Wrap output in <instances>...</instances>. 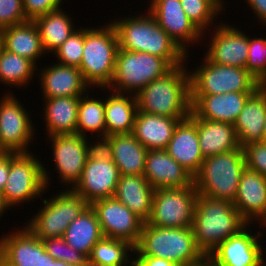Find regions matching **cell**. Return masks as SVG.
I'll return each instance as SVG.
<instances>
[{
  "mask_svg": "<svg viewBox=\"0 0 266 266\" xmlns=\"http://www.w3.org/2000/svg\"><path fill=\"white\" fill-rule=\"evenodd\" d=\"M135 255H148L170 260L179 266L201 261L205 255L196 245L192 227L165 228L143 224Z\"/></svg>",
  "mask_w": 266,
  "mask_h": 266,
  "instance_id": "5b68a950",
  "label": "cell"
},
{
  "mask_svg": "<svg viewBox=\"0 0 266 266\" xmlns=\"http://www.w3.org/2000/svg\"><path fill=\"white\" fill-rule=\"evenodd\" d=\"M233 205L248 224L266 225V178L260 173L243 170ZM255 221V223H253Z\"/></svg>",
  "mask_w": 266,
  "mask_h": 266,
  "instance_id": "ffe728a7",
  "label": "cell"
},
{
  "mask_svg": "<svg viewBox=\"0 0 266 266\" xmlns=\"http://www.w3.org/2000/svg\"><path fill=\"white\" fill-rule=\"evenodd\" d=\"M112 266H131V265H112Z\"/></svg>",
  "mask_w": 266,
  "mask_h": 266,
  "instance_id": "9f6ffc18",
  "label": "cell"
},
{
  "mask_svg": "<svg viewBox=\"0 0 266 266\" xmlns=\"http://www.w3.org/2000/svg\"><path fill=\"white\" fill-rule=\"evenodd\" d=\"M62 9L48 12L33 20L46 53L54 52L75 31L72 17Z\"/></svg>",
  "mask_w": 266,
  "mask_h": 266,
  "instance_id": "836d02e7",
  "label": "cell"
},
{
  "mask_svg": "<svg viewBox=\"0 0 266 266\" xmlns=\"http://www.w3.org/2000/svg\"><path fill=\"white\" fill-rule=\"evenodd\" d=\"M179 122L177 118L137 111L132 134L148 150H166Z\"/></svg>",
  "mask_w": 266,
  "mask_h": 266,
  "instance_id": "83f0119b",
  "label": "cell"
},
{
  "mask_svg": "<svg viewBox=\"0 0 266 266\" xmlns=\"http://www.w3.org/2000/svg\"><path fill=\"white\" fill-rule=\"evenodd\" d=\"M21 228V229H19ZM0 238V266H53L55 260L26 226Z\"/></svg>",
  "mask_w": 266,
  "mask_h": 266,
  "instance_id": "9a60e30c",
  "label": "cell"
},
{
  "mask_svg": "<svg viewBox=\"0 0 266 266\" xmlns=\"http://www.w3.org/2000/svg\"><path fill=\"white\" fill-rule=\"evenodd\" d=\"M166 151L193 178L199 172L205 158L200 151L197 126L189 117L178 123Z\"/></svg>",
  "mask_w": 266,
  "mask_h": 266,
  "instance_id": "d4e9b609",
  "label": "cell"
},
{
  "mask_svg": "<svg viewBox=\"0 0 266 266\" xmlns=\"http://www.w3.org/2000/svg\"><path fill=\"white\" fill-rule=\"evenodd\" d=\"M135 257V258H134ZM131 266H179L178 264L160 257L133 254Z\"/></svg>",
  "mask_w": 266,
  "mask_h": 266,
  "instance_id": "f6af8a7d",
  "label": "cell"
},
{
  "mask_svg": "<svg viewBox=\"0 0 266 266\" xmlns=\"http://www.w3.org/2000/svg\"><path fill=\"white\" fill-rule=\"evenodd\" d=\"M148 11L154 16L159 26L189 56L187 47L203 39V33L188 18L180 0H150ZM201 38V39H200Z\"/></svg>",
  "mask_w": 266,
  "mask_h": 266,
  "instance_id": "ac0fdd59",
  "label": "cell"
},
{
  "mask_svg": "<svg viewBox=\"0 0 266 266\" xmlns=\"http://www.w3.org/2000/svg\"><path fill=\"white\" fill-rule=\"evenodd\" d=\"M3 48L32 61L36 66L42 55L46 56L38 28L34 21H27L0 29ZM38 59V60H37Z\"/></svg>",
  "mask_w": 266,
  "mask_h": 266,
  "instance_id": "f546056e",
  "label": "cell"
},
{
  "mask_svg": "<svg viewBox=\"0 0 266 266\" xmlns=\"http://www.w3.org/2000/svg\"><path fill=\"white\" fill-rule=\"evenodd\" d=\"M245 68L259 80L266 72V38L248 36V59Z\"/></svg>",
  "mask_w": 266,
  "mask_h": 266,
  "instance_id": "60d3db41",
  "label": "cell"
},
{
  "mask_svg": "<svg viewBox=\"0 0 266 266\" xmlns=\"http://www.w3.org/2000/svg\"><path fill=\"white\" fill-rule=\"evenodd\" d=\"M100 223L91 205L69 224L64 233V240L87 258L93 246L103 238Z\"/></svg>",
  "mask_w": 266,
  "mask_h": 266,
  "instance_id": "d6a6232c",
  "label": "cell"
},
{
  "mask_svg": "<svg viewBox=\"0 0 266 266\" xmlns=\"http://www.w3.org/2000/svg\"><path fill=\"white\" fill-rule=\"evenodd\" d=\"M262 141L266 142V121H265V124H264V131H263Z\"/></svg>",
  "mask_w": 266,
  "mask_h": 266,
  "instance_id": "f5cc1de1",
  "label": "cell"
},
{
  "mask_svg": "<svg viewBox=\"0 0 266 266\" xmlns=\"http://www.w3.org/2000/svg\"><path fill=\"white\" fill-rule=\"evenodd\" d=\"M133 252L134 246L129 242L103 237L93 246L88 266L131 265Z\"/></svg>",
  "mask_w": 266,
  "mask_h": 266,
  "instance_id": "d590c367",
  "label": "cell"
},
{
  "mask_svg": "<svg viewBox=\"0 0 266 266\" xmlns=\"http://www.w3.org/2000/svg\"><path fill=\"white\" fill-rule=\"evenodd\" d=\"M10 170V152L0 156V191L4 190Z\"/></svg>",
  "mask_w": 266,
  "mask_h": 266,
  "instance_id": "7dc6e473",
  "label": "cell"
},
{
  "mask_svg": "<svg viewBox=\"0 0 266 266\" xmlns=\"http://www.w3.org/2000/svg\"><path fill=\"white\" fill-rule=\"evenodd\" d=\"M46 135L76 134L80 96L43 98Z\"/></svg>",
  "mask_w": 266,
  "mask_h": 266,
  "instance_id": "4dcf8cb0",
  "label": "cell"
},
{
  "mask_svg": "<svg viewBox=\"0 0 266 266\" xmlns=\"http://www.w3.org/2000/svg\"><path fill=\"white\" fill-rule=\"evenodd\" d=\"M246 167L266 178V142L256 141L243 146Z\"/></svg>",
  "mask_w": 266,
  "mask_h": 266,
  "instance_id": "b9f144b4",
  "label": "cell"
},
{
  "mask_svg": "<svg viewBox=\"0 0 266 266\" xmlns=\"http://www.w3.org/2000/svg\"><path fill=\"white\" fill-rule=\"evenodd\" d=\"M88 92L80 96L76 134L88 137L89 132L96 133L95 135L98 137L96 140L100 143L106 138L105 99L90 97Z\"/></svg>",
  "mask_w": 266,
  "mask_h": 266,
  "instance_id": "e575fe53",
  "label": "cell"
},
{
  "mask_svg": "<svg viewBox=\"0 0 266 266\" xmlns=\"http://www.w3.org/2000/svg\"><path fill=\"white\" fill-rule=\"evenodd\" d=\"M173 68L165 58L118 49L114 77L107 89L135 95L147 84L165 76Z\"/></svg>",
  "mask_w": 266,
  "mask_h": 266,
  "instance_id": "ba28073f",
  "label": "cell"
},
{
  "mask_svg": "<svg viewBox=\"0 0 266 266\" xmlns=\"http://www.w3.org/2000/svg\"><path fill=\"white\" fill-rule=\"evenodd\" d=\"M98 144L116 164L120 175H144L149 150L132 133L111 135Z\"/></svg>",
  "mask_w": 266,
  "mask_h": 266,
  "instance_id": "603a6c76",
  "label": "cell"
},
{
  "mask_svg": "<svg viewBox=\"0 0 266 266\" xmlns=\"http://www.w3.org/2000/svg\"><path fill=\"white\" fill-rule=\"evenodd\" d=\"M189 74L191 95L255 92L258 89V80L246 68L216 64L206 56Z\"/></svg>",
  "mask_w": 266,
  "mask_h": 266,
  "instance_id": "30bf717a",
  "label": "cell"
},
{
  "mask_svg": "<svg viewBox=\"0 0 266 266\" xmlns=\"http://www.w3.org/2000/svg\"><path fill=\"white\" fill-rule=\"evenodd\" d=\"M2 48H3V42H2V37H1V34H0V52H1Z\"/></svg>",
  "mask_w": 266,
  "mask_h": 266,
  "instance_id": "db71d44e",
  "label": "cell"
},
{
  "mask_svg": "<svg viewBox=\"0 0 266 266\" xmlns=\"http://www.w3.org/2000/svg\"><path fill=\"white\" fill-rule=\"evenodd\" d=\"M9 206L6 204L5 200H4V197H3V194L2 192L0 191V219L1 217H3V214L8 211Z\"/></svg>",
  "mask_w": 266,
  "mask_h": 266,
  "instance_id": "681fc988",
  "label": "cell"
},
{
  "mask_svg": "<svg viewBox=\"0 0 266 266\" xmlns=\"http://www.w3.org/2000/svg\"><path fill=\"white\" fill-rule=\"evenodd\" d=\"M47 138L52 142L50 148L53 151V163L57 169L56 173L59 174L60 184H64V187L69 185V189H72L81 179L85 163L98 141L94 140L92 144L91 139L78 134L54 135Z\"/></svg>",
  "mask_w": 266,
  "mask_h": 266,
  "instance_id": "4fadbf2b",
  "label": "cell"
},
{
  "mask_svg": "<svg viewBox=\"0 0 266 266\" xmlns=\"http://www.w3.org/2000/svg\"><path fill=\"white\" fill-rule=\"evenodd\" d=\"M188 266H216V265L208 256H205L201 261L194 264H190Z\"/></svg>",
  "mask_w": 266,
  "mask_h": 266,
  "instance_id": "c3c4849f",
  "label": "cell"
},
{
  "mask_svg": "<svg viewBox=\"0 0 266 266\" xmlns=\"http://www.w3.org/2000/svg\"><path fill=\"white\" fill-rule=\"evenodd\" d=\"M249 226L247 224L237 234L224 240L208 255L216 266H266L264 249L260 244L264 233L257 231L253 235Z\"/></svg>",
  "mask_w": 266,
  "mask_h": 266,
  "instance_id": "e0dca14e",
  "label": "cell"
},
{
  "mask_svg": "<svg viewBox=\"0 0 266 266\" xmlns=\"http://www.w3.org/2000/svg\"><path fill=\"white\" fill-rule=\"evenodd\" d=\"M118 49V35L111 22L98 29L86 26L79 70L90 87H100L104 91L109 87L115 73Z\"/></svg>",
  "mask_w": 266,
  "mask_h": 266,
  "instance_id": "277c9868",
  "label": "cell"
},
{
  "mask_svg": "<svg viewBox=\"0 0 266 266\" xmlns=\"http://www.w3.org/2000/svg\"><path fill=\"white\" fill-rule=\"evenodd\" d=\"M45 251L54 259L65 261L74 266H88V258L73 249L63 237L46 238L42 240Z\"/></svg>",
  "mask_w": 266,
  "mask_h": 266,
  "instance_id": "ab89813d",
  "label": "cell"
},
{
  "mask_svg": "<svg viewBox=\"0 0 266 266\" xmlns=\"http://www.w3.org/2000/svg\"><path fill=\"white\" fill-rule=\"evenodd\" d=\"M50 179L45 164L32 152H10L9 175L2 191L6 204L13 208L43 197Z\"/></svg>",
  "mask_w": 266,
  "mask_h": 266,
  "instance_id": "52a82bcc",
  "label": "cell"
},
{
  "mask_svg": "<svg viewBox=\"0 0 266 266\" xmlns=\"http://www.w3.org/2000/svg\"><path fill=\"white\" fill-rule=\"evenodd\" d=\"M84 28H77L53 54L57 62L62 65L80 67L83 58Z\"/></svg>",
  "mask_w": 266,
  "mask_h": 266,
  "instance_id": "f35d334b",
  "label": "cell"
},
{
  "mask_svg": "<svg viewBox=\"0 0 266 266\" xmlns=\"http://www.w3.org/2000/svg\"><path fill=\"white\" fill-rule=\"evenodd\" d=\"M217 24L213 26L212 37L207 45L209 49L203 54L213 63L245 68L248 59V36L228 22Z\"/></svg>",
  "mask_w": 266,
  "mask_h": 266,
  "instance_id": "d6986e66",
  "label": "cell"
},
{
  "mask_svg": "<svg viewBox=\"0 0 266 266\" xmlns=\"http://www.w3.org/2000/svg\"><path fill=\"white\" fill-rule=\"evenodd\" d=\"M186 63L155 79L136 96L138 111L183 121L191 113L190 74Z\"/></svg>",
  "mask_w": 266,
  "mask_h": 266,
  "instance_id": "7a4b0ae2",
  "label": "cell"
},
{
  "mask_svg": "<svg viewBox=\"0 0 266 266\" xmlns=\"http://www.w3.org/2000/svg\"><path fill=\"white\" fill-rule=\"evenodd\" d=\"M23 10L28 20L61 9L63 0H22ZM61 5V6H60Z\"/></svg>",
  "mask_w": 266,
  "mask_h": 266,
  "instance_id": "ee69618b",
  "label": "cell"
},
{
  "mask_svg": "<svg viewBox=\"0 0 266 266\" xmlns=\"http://www.w3.org/2000/svg\"><path fill=\"white\" fill-rule=\"evenodd\" d=\"M46 67L38 75L43 98L82 96L91 88L78 67L59 63Z\"/></svg>",
  "mask_w": 266,
  "mask_h": 266,
  "instance_id": "7402d4cb",
  "label": "cell"
},
{
  "mask_svg": "<svg viewBox=\"0 0 266 266\" xmlns=\"http://www.w3.org/2000/svg\"><path fill=\"white\" fill-rule=\"evenodd\" d=\"M245 168L243 147L205 157L193 184L200 195L233 203Z\"/></svg>",
  "mask_w": 266,
  "mask_h": 266,
  "instance_id": "8992f818",
  "label": "cell"
},
{
  "mask_svg": "<svg viewBox=\"0 0 266 266\" xmlns=\"http://www.w3.org/2000/svg\"><path fill=\"white\" fill-rule=\"evenodd\" d=\"M198 197L196 187L155 189L149 225L165 228L192 227Z\"/></svg>",
  "mask_w": 266,
  "mask_h": 266,
  "instance_id": "8fae6325",
  "label": "cell"
},
{
  "mask_svg": "<svg viewBox=\"0 0 266 266\" xmlns=\"http://www.w3.org/2000/svg\"><path fill=\"white\" fill-rule=\"evenodd\" d=\"M258 89L266 91V72L264 75L258 80Z\"/></svg>",
  "mask_w": 266,
  "mask_h": 266,
  "instance_id": "f907efd6",
  "label": "cell"
},
{
  "mask_svg": "<svg viewBox=\"0 0 266 266\" xmlns=\"http://www.w3.org/2000/svg\"><path fill=\"white\" fill-rule=\"evenodd\" d=\"M247 224L232 202L198 194L192 230L196 245L205 256Z\"/></svg>",
  "mask_w": 266,
  "mask_h": 266,
  "instance_id": "3957f363",
  "label": "cell"
},
{
  "mask_svg": "<svg viewBox=\"0 0 266 266\" xmlns=\"http://www.w3.org/2000/svg\"><path fill=\"white\" fill-rule=\"evenodd\" d=\"M254 92L191 95V112L199 119L234 124Z\"/></svg>",
  "mask_w": 266,
  "mask_h": 266,
  "instance_id": "44dd1931",
  "label": "cell"
},
{
  "mask_svg": "<svg viewBox=\"0 0 266 266\" xmlns=\"http://www.w3.org/2000/svg\"><path fill=\"white\" fill-rule=\"evenodd\" d=\"M184 12L195 26L205 34L214 24V20L221 14L224 6L223 0H180ZM212 25V26H211Z\"/></svg>",
  "mask_w": 266,
  "mask_h": 266,
  "instance_id": "74e56055",
  "label": "cell"
},
{
  "mask_svg": "<svg viewBox=\"0 0 266 266\" xmlns=\"http://www.w3.org/2000/svg\"><path fill=\"white\" fill-rule=\"evenodd\" d=\"M259 22L266 26V0H245ZM265 23V24H264Z\"/></svg>",
  "mask_w": 266,
  "mask_h": 266,
  "instance_id": "bcb514c9",
  "label": "cell"
},
{
  "mask_svg": "<svg viewBox=\"0 0 266 266\" xmlns=\"http://www.w3.org/2000/svg\"><path fill=\"white\" fill-rule=\"evenodd\" d=\"M266 121V91L257 89L247 100L233 126L240 147L262 141Z\"/></svg>",
  "mask_w": 266,
  "mask_h": 266,
  "instance_id": "f1b7e54d",
  "label": "cell"
},
{
  "mask_svg": "<svg viewBox=\"0 0 266 266\" xmlns=\"http://www.w3.org/2000/svg\"><path fill=\"white\" fill-rule=\"evenodd\" d=\"M120 176L116 164L98 144L89 155L81 179L72 190L90 205L97 200L113 197Z\"/></svg>",
  "mask_w": 266,
  "mask_h": 266,
  "instance_id": "7c38bea8",
  "label": "cell"
},
{
  "mask_svg": "<svg viewBox=\"0 0 266 266\" xmlns=\"http://www.w3.org/2000/svg\"><path fill=\"white\" fill-rule=\"evenodd\" d=\"M104 237L121 239L134 247L138 244L144 222L114 197L92 204Z\"/></svg>",
  "mask_w": 266,
  "mask_h": 266,
  "instance_id": "2e32d148",
  "label": "cell"
},
{
  "mask_svg": "<svg viewBox=\"0 0 266 266\" xmlns=\"http://www.w3.org/2000/svg\"><path fill=\"white\" fill-rule=\"evenodd\" d=\"M27 21L22 0H0V29Z\"/></svg>",
  "mask_w": 266,
  "mask_h": 266,
  "instance_id": "7bdbcfd3",
  "label": "cell"
},
{
  "mask_svg": "<svg viewBox=\"0 0 266 266\" xmlns=\"http://www.w3.org/2000/svg\"><path fill=\"white\" fill-rule=\"evenodd\" d=\"M189 118L197 126L200 151L204 158L240 147L233 124L199 119L192 112Z\"/></svg>",
  "mask_w": 266,
  "mask_h": 266,
  "instance_id": "4316f807",
  "label": "cell"
},
{
  "mask_svg": "<svg viewBox=\"0 0 266 266\" xmlns=\"http://www.w3.org/2000/svg\"><path fill=\"white\" fill-rule=\"evenodd\" d=\"M50 199H43L40 210L24 223L40 240L63 237L65 230L89 205L72 189L58 190Z\"/></svg>",
  "mask_w": 266,
  "mask_h": 266,
  "instance_id": "9c48e42d",
  "label": "cell"
},
{
  "mask_svg": "<svg viewBox=\"0 0 266 266\" xmlns=\"http://www.w3.org/2000/svg\"><path fill=\"white\" fill-rule=\"evenodd\" d=\"M144 177L154 189L185 188L193 185V177L166 150H149Z\"/></svg>",
  "mask_w": 266,
  "mask_h": 266,
  "instance_id": "cb8c5ba5",
  "label": "cell"
},
{
  "mask_svg": "<svg viewBox=\"0 0 266 266\" xmlns=\"http://www.w3.org/2000/svg\"><path fill=\"white\" fill-rule=\"evenodd\" d=\"M5 153V151L0 147V156L2 155V154H4Z\"/></svg>",
  "mask_w": 266,
  "mask_h": 266,
  "instance_id": "11a10c76",
  "label": "cell"
},
{
  "mask_svg": "<svg viewBox=\"0 0 266 266\" xmlns=\"http://www.w3.org/2000/svg\"><path fill=\"white\" fill-rule=\"evenodd\" d=\"M0 100V147L5 152H30L33 143L34 124L16 95L6 93Z\"/></svg>",
  "mask_w": 266,
  "mask_h": 266,
  "instance_id": "5bb4252c",
  "label": "cell"
},
{
  "mask_svg": "<svg viewBox=\"0 0 266 266\" xmlns=\"http://www.w3.org/2000/svg\"><path fill=\"white\" fill-rule=\"evenodd\" d=\"M53 266H74V265H71L69 263H66L65 261H61V260H54L53 261Z\"/></svg>",
  "mask_w": 266,
  "mask_h": 266,
  "instance_id": "816d5d0a",
  "label": "cell"
},
{
  "mask_svg": "<svg viewBox=\"0 0 266 266\" xmlns=\"http://www.w3.org/2000/svg\"><path fill=\"white\" fill-rule=\"evenodd\" d=\"M36 73L38 74V67L32 61L2 48L0 52L1 84L9 87L13 85L16 88L18 86L19 89L23 86L27 87Z\"/></svg>",
  "mask_w": 266,
  "mask_h": 266,
  "instance_id": "8d00e7d4",
  "label": "cell"
},
{
  "mask_svg": "<svg viewBox=\"0 0 266 266\" xmlns=\"http://www.w3.org/2000/svg\"><path fill=\"white\" fill-rule=\"evenodd\" d=\"M154 190L144 175H121L113 197L146 223L152 212Z\"/></svg>",
  "mask_w": 266,
  "mask_h": 266,
  "instance_id": "484cf974",
  "label": "cell"
},
{
  "mask_svg": "<svg viewBox=\"0 0 266 266\" xmlns=\"http://www.w3.org/2000/svg\"><path fill=\"white\" fill-rule=\"evenodd\" d=\"M117 32L119 49L144 52L165 58L173 67L186 62V54L147 11L139 16L128 15L111 22Z\"/></svg>",
  "mask_w": 266,
  "mask_h": 266,
  "instance_id": "6da1fadb",
  "label": "cell"
},
{
  "mask_svg": "<svg viewBox=\"0 0 266 266\" xmlns=\"http://www.w3.org/2000/svg\"><path fill=\"white\" fill-rule=\"evenodd\" d=\"M105 97V125L106 137L115 134L132 133L137 108L134 94L110 91Z\"/></svg>",
  "mask_w": 266,
  "mask_h": 266,
  "instance_id": "1f68e13d",
  "label": "cell"
}]
</instances>
